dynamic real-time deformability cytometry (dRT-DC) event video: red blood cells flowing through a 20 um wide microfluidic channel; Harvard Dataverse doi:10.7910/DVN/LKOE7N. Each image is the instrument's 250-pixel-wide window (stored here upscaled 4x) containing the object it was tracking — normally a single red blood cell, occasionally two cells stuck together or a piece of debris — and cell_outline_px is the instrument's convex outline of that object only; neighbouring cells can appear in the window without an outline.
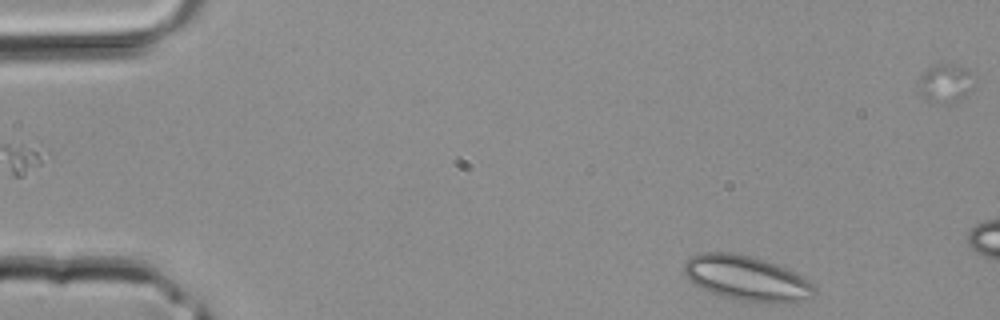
{"species": "common noctule bat (a hibernating species)", "species_latin": "Nyctalus noctula", "temperature_condition": "room temperature", "stored_images_in_passage": 7, "camera_frame_rate_fps": 3000, "um_per_image_px": 0.085, "animal": {"sex": "male", "body_mass_g": 20.4}, "frame": {"image": 1, "passage_image": 1, "time_ms": 0.0, "image_size_px": [1000, 320], "cell_outline_px": [[816, 292], [812, 296], [784, 304], [764, 304], [740, 300], [720, 296], [692, 284], [688, 280], [684, 272], [684, 264], [692, 256], [700, 252], [732, 252], [752, 256], [776, 264], [800, 276], [812, 284], [816, 288]], "centroid_in_image_um": [63.43, 23.67], "position_along_channel_um": 21.6, "area_um2": 34.22}}